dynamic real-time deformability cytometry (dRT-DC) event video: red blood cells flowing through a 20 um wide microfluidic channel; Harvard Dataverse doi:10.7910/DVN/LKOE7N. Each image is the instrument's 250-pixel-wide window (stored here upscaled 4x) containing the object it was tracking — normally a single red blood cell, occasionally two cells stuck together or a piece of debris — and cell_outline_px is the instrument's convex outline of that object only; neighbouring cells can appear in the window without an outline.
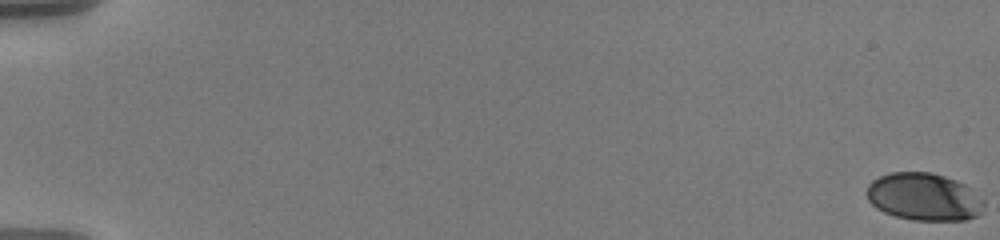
{"species": "human", "species_latin": "Homo sapiens", "temperature_condition": "warm", "stored_images_in_passage": 70, "camera_frame_rate_fps": 3000, "um_per_image_px": 0.085, "donor": {"sex": "male"}, "frame": {"image": 1, "passage_image": 1, "time_ms": 0.0, "image_size_px": [1000, 240], "cell_outline_px": [[984, 204], [980, 212], [976, 216], [964, 220], [912, 220], [896, 216], [884, 212], [876, 208], [868, 200], [868, 184], [872, 180], [880, 176], [892, 172], [928, 172], [944, 176], [956, 180], [964, 184], [984, 200]], "centroid_in_image_um": [78.52, 16.73], "position_along_channel_um": 6.5, "area_um2": 32.25}}
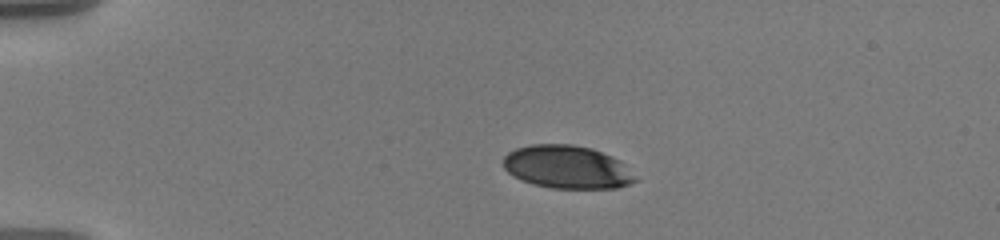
{"frame": {"image": 2, "passage_image": 42, "time_ms": 4.667, "image_size_px": [1000, 240], "cell_outline_px": [[636, 180], [628, 184], [616, 188], [548, 188], [532, 184], [520, 180], [508, 172], [504, 168], [504, 156], [508, 152], [516, 148], [532, 144], [572, 144], [592, 148], [612, 156], [620, 160]], "centroid_in_image_um": [48.15, 14.19], "position_along_channel_um": 36.8, "area_um2": 33.0}}
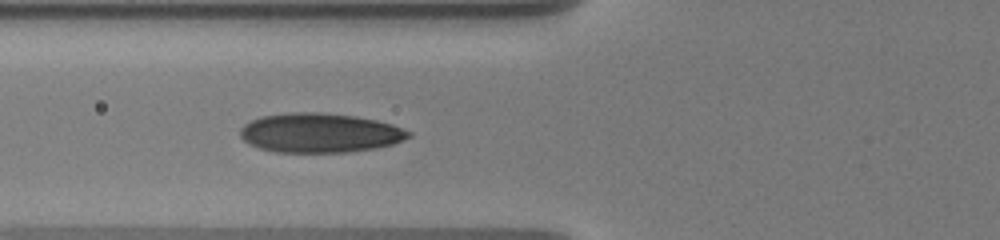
{"frame": {"image": 3, "passage_image": 69, "time_ms": 8.0, "image_size_px": [1000, 240], "cell_outline_px": [[412, 136], [392, 144], [376, 148], [348, 152], [276, 152], [260, 148], [244, 140], [240, 136], [240, 128], [244, 124], [260, 116], [292, 112], [320, 112], [356, 116], [376, 120], [392, 124], [412, 132]], "centroid_in_image_um": [27.19, 11.29], "position_along_channel_um": 98.6, "area_um2": 38.67}}